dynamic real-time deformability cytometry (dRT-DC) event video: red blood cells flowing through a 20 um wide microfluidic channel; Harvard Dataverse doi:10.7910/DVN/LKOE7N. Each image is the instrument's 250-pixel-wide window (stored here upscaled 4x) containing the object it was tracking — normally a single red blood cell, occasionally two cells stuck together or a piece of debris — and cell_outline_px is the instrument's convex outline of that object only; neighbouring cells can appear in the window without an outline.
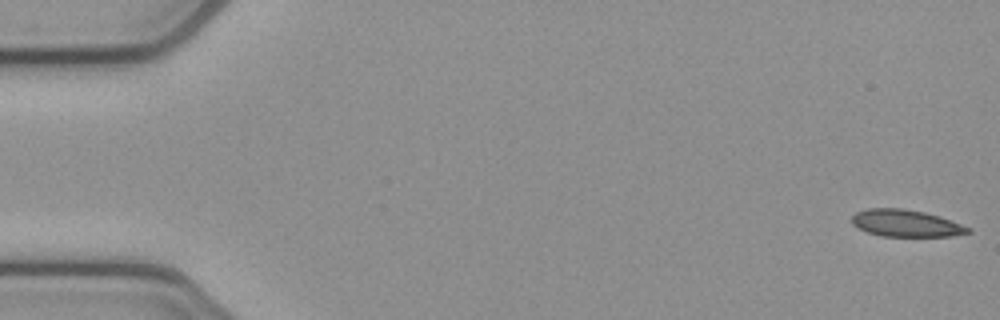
{"species": "common noctule bat (a hibernating species)", "species_latin": "Nyctalus noctula", "temperature_condition": "cold", "stored_images_in_passage": 5, "camera_frame_rate_fps": 3000, "um_per_image_px": 0.085, "animal": {"sex": "female", "body_mass_g": 21.9}, "frame": {"image": 1, "passage_image": 1, "time_ms": 0.0, "image_size_px": [1000, 320], "cell_outline_px": [[972, 232], [952, 236], [880, 236], [868, 232], [852, 224], [852, 216], [856, 212], [868, 208], [904, 208], [924, 212], [940, 216], [972, 228]], "centroid_in_image_um": [77.03, 18.97], "position_along_channel_um": 8.0, "area_um2": 18.32}}
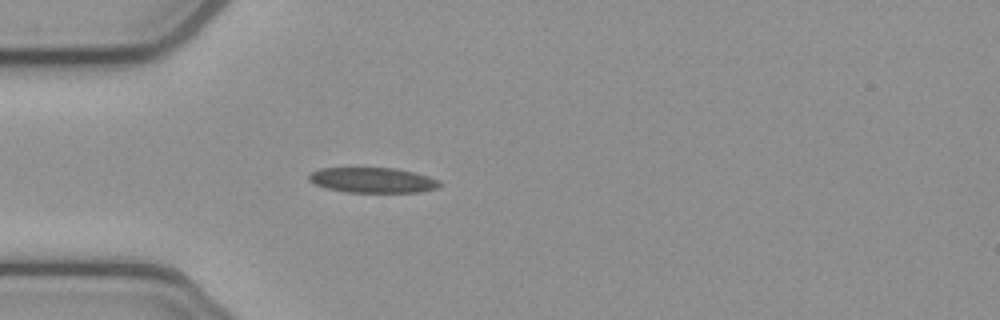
{"frame": {"image": 2, "passage_image": 5, "time_ms": 1.333, "image_size_px": [1000, 320], "cell_outline_px": [[440, 184], [436, 188], [420, 192], [348, 192], [328, 188], [316, 184], [308, 180], [308, 176], [312, 172], [320, 168], [396, 168], [428, 176], [440, 180]], "centroid_in_image_um": [31.68, 15.31], "position_along_channel_um": 53.3, "area_um2": 19.02}}